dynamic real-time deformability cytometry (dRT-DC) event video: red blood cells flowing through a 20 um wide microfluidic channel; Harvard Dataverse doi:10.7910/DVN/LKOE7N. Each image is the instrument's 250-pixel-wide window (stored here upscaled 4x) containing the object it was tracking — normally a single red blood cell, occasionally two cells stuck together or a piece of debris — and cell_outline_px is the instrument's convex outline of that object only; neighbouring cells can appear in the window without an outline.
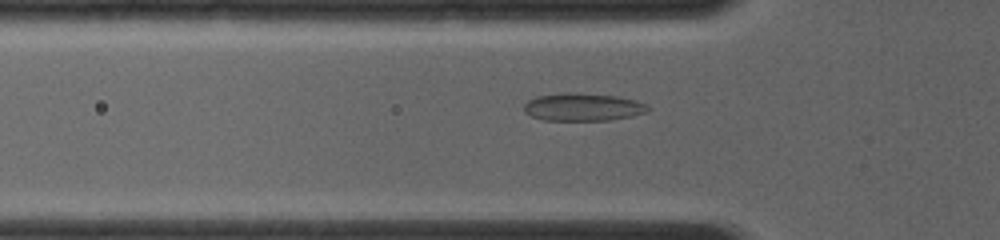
{"species": "common noctule bat (a hibernating species)", "species_latin": "Nyctalus noctula", "temperature_condition": "room temperature", "stored_images_in_passage": 70, "camera_frame_rate_fps": 4000, "um_per_image_px": 0.085, "animal": {"sex": "female", "body_mass_g": 19.0, "forearm_length_mm": 56.7}, "frame": {"image": 1, "passage_image": 23, "time_ms": 4.25, "image_size_px": [1000, 240], "cell_outline_px": [[652, 108], [648, 112], [632, 116], [608, 120], [544, 120], [532, 116], [524, 112], [524, 104], [528, 100], [536, 96], [564, 92], [580, 92], [616, 96], [636, 100], [648, 104]], "centroid_in_image_um": [49.58, 9.08], "position_along_channel_um": 76.2, "area_um2": 20.35}}
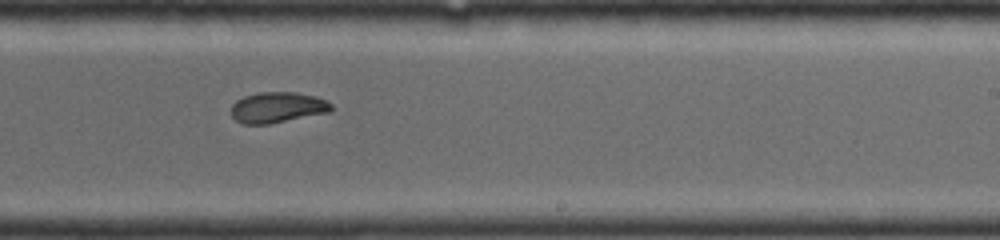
{"frame": {"image": 2, "passage_image": 42, "time_ms": 8.5, "image_size_px": [1000, 240], "cell_outline_px": [[332, 112], [268, 124], [244, 124], [236, 120], [232, 116], [232, 104], [236, 100], [244, 96], [256, 92], [296, 92], [316, 96], [332, 104]], "centroid_in_image_um": [23.59, 9.12], "position_along_channel_um": 265.4, "area_um2": 18.03}}
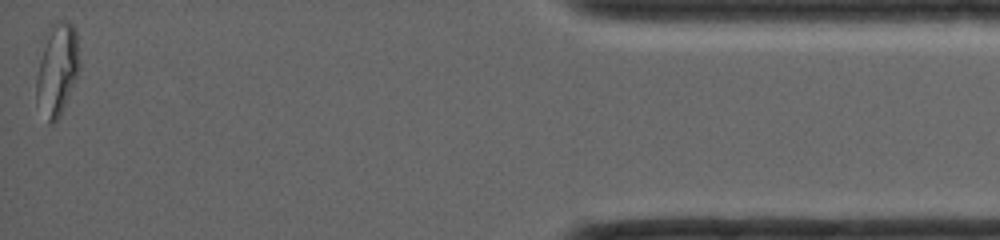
{"frame": {"image": 3, "passage_image": 69, "time_ms": 13.75, "image_size_px": [1000, 240], "cell_outline_px": [[80, 68], [64, 104], [56, 120], [52, 124], [48, 124], [36, 100], [36, 76], [44, 32], [56, 20], [60, 20], [72, 24], [76, 28], [80, 60]], "centroid_in_image_um": [4.83, 5.81], "position_along_channel_um": 430.4, "area_um2": 23.35}}